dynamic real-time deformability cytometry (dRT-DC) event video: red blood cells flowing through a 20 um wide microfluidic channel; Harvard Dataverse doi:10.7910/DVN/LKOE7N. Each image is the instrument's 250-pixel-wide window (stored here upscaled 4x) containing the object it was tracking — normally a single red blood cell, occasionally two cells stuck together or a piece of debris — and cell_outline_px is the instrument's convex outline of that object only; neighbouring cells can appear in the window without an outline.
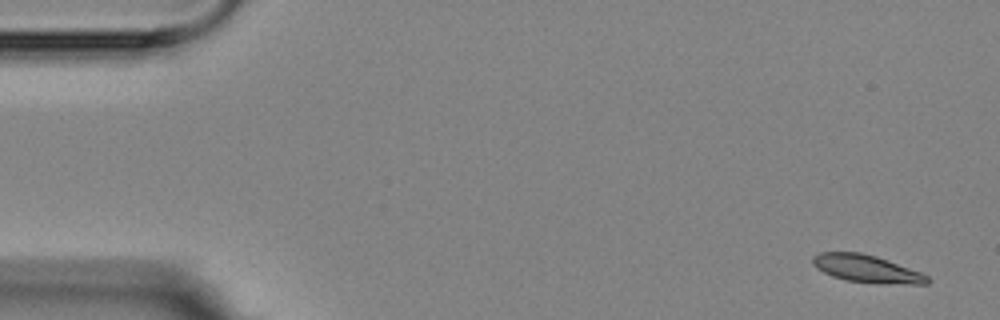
{"species": "Egyptian fruit bat (a non-hibernating species)", "species_latin": "Rousettus aegyptiacus", "temperature_condition": "room temperature", "stored_images_in_passage": 4, "camera_frame_rate_fps": 3000, "um_per_image_px": 0.085, "animal": {"sex": "female"}, "frame": {"image": 1, "passage_image": 1, "time_ms": 0.0, "image_size_px": [1000, 320], "cell_outline_px": [[932, 280], [928, 284], [880, 284], [844, 280], [832, 276], [816, 268], [812, 264], [812, 256], [820, 252], [860, 252], [876, 256], [920, 272], [928, 276]], "centroid_in_image_um": [73.66, 22.85], "position_along_channel_um": 11.3, "area_um2": 18.55}}
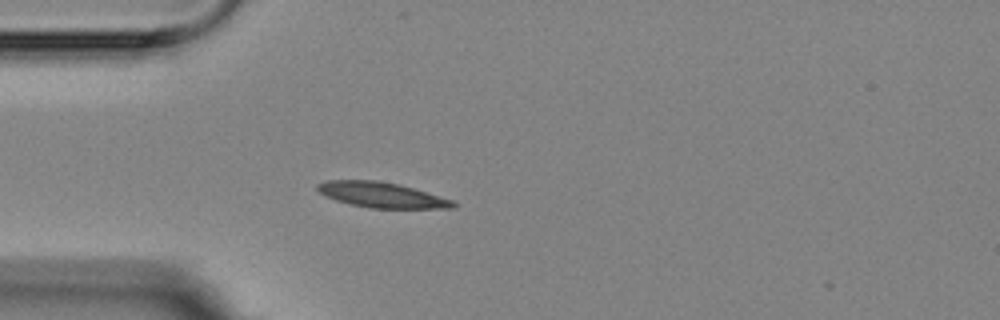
{"frame": {"image": 2, "passage_image": 4, "time_ms": 4.333, "image_size_px": [1000, 320], "cell_outline_px": [[456, 208], [368, 208], [348, 204], [336, 200], [320, 192], [316, 188], [316, 184], [328, 180], [376, 180], [400, 184], [452, 200], [456, 204]], "centroid_in_image_um": [32.42, 16.57], "position_along_channel_um": 52.6, "area_um2": 19.94}}